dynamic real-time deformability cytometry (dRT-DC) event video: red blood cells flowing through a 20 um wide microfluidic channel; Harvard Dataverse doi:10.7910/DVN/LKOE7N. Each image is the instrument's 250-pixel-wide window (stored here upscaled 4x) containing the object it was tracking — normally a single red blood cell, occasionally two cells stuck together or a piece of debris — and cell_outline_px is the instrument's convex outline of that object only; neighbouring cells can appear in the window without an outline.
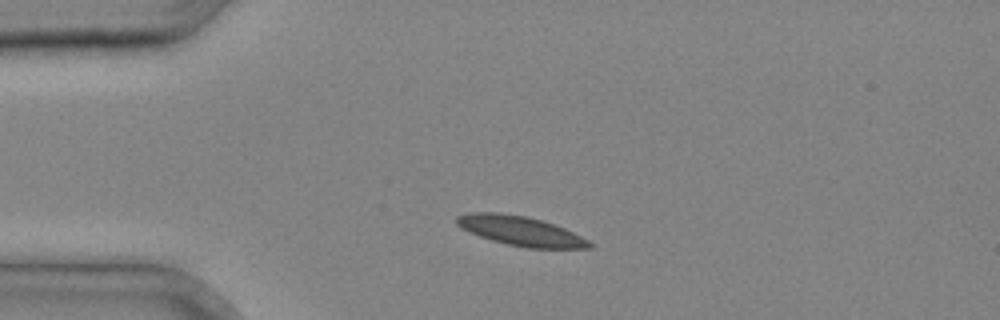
{"species": "common noctule bat (a hibernating species)", "species_latin": "Nyctalus noctula", "temperature_condition": "cold", "stored_images_in_passage": 34, "camera_frame_rate_fps": 3000, "um_per_image_px": 0.085, "animal": {"sex": "male", "body_mass_g": 20.4}, "frame": {"image": 1, "passage_image": 6, "time_ms": 1.667, "image_size_px": [1000, 320], "cell_outline_px": [[592, 248], [528, 248], [508, 244], [492, 240], [468, 232], [460, 228], [456, 224], [456, 216], [468, 212], [500, 212], [524, 216], [540, 220], [564, 228], [588, 240], [592, 244]], "centroid_in_image_um": [44.19, 19.62], "position_along_channel_um": 40.8, "area_um2": 22.66}}
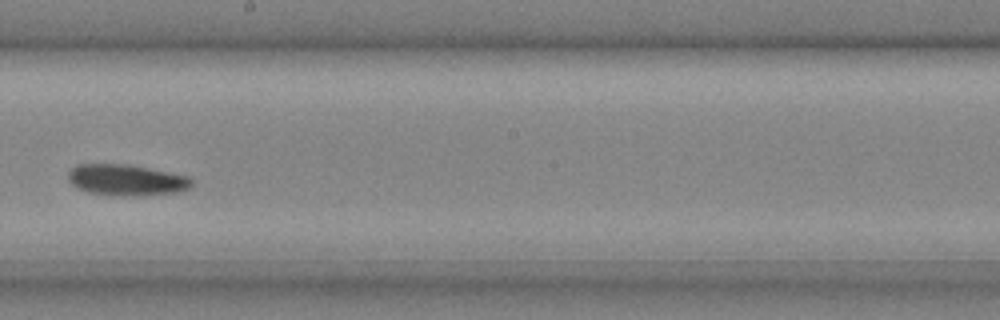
{"frame": {"image": 2, "passage_image": 19, "time_ms": 6.0, "image_size_px": [1000, 320], "cell_outline_px": [[192, 184], [188, 188], [176, 192], [88, 192], [76, 188], [68, 180], [68, 172], [76, 164], [128, 164], [188, 176], [192, 180]], "centroid_in_image_um": [10.67, 15.21], "position_along_channel_um": 237.5, "area_um2": 20.87}}
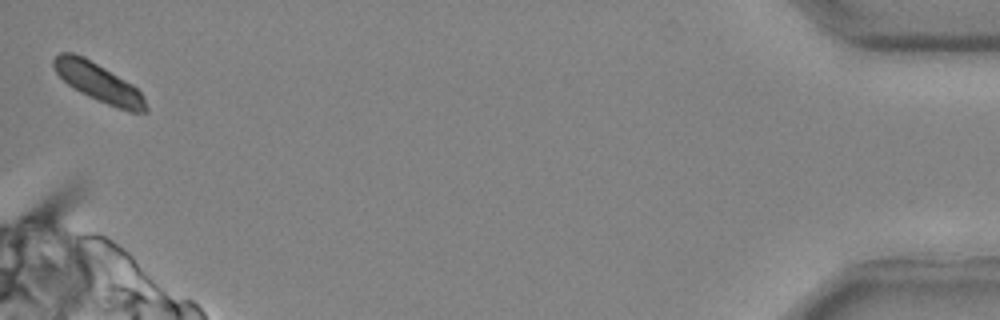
{"frame": {"image": 3, "passage_image": 34, "time_ms": 11.0, "image_size_px": [1000, 320], "cell_outline_px": [[148, 112], [128, 112], [88, 96], [80, 92], [68, 84], [56, 72], [52, 64], [52, 60], [60, 52], [72, 52], [84, 56], [132, 84], [144, 96], [148, 108]], "centroid_in_image_um": [8.39, 7.01], "position_along_channel_um": 426.8, "area_um2": 20.58}}